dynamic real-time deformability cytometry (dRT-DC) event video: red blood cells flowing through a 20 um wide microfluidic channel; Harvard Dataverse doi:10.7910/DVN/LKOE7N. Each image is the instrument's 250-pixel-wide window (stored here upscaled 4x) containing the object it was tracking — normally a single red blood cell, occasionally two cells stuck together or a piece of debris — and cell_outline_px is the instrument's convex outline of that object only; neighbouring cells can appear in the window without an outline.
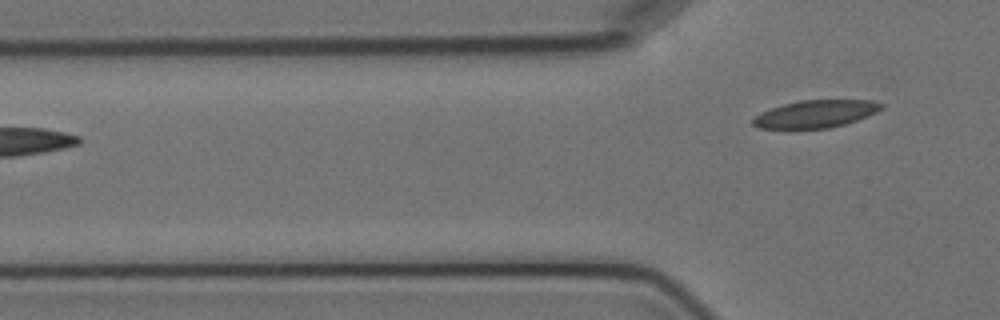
{"species": "Egyptian fruit bat (a non-hibernating species)", "species_latin": "Rousettus aegyptiacus", "temperature_condition": "cold", "stored_images_in_passage": 6, "camera_frame_rate_fps": 3000, "um_per_image_px": 0.085, "animal": {"sex": "female"}, "frame": {"image": 1, "passage_image": 6, "time_ms": 6.0, "image_size_px": [1000, 320], "cell_outline_px": [[884, 108], [868, 116], [844, 124], [828, 128], [792, 132], [756, 128], [752, 124], [752, 120], [760, 112], [784, 104], [800, 100], [872, 100], [884, 104]], "centroid_in_image_um": [69.25, 9.74], "position_along_channel_um": 56.6, "area_um2": 21.5}}